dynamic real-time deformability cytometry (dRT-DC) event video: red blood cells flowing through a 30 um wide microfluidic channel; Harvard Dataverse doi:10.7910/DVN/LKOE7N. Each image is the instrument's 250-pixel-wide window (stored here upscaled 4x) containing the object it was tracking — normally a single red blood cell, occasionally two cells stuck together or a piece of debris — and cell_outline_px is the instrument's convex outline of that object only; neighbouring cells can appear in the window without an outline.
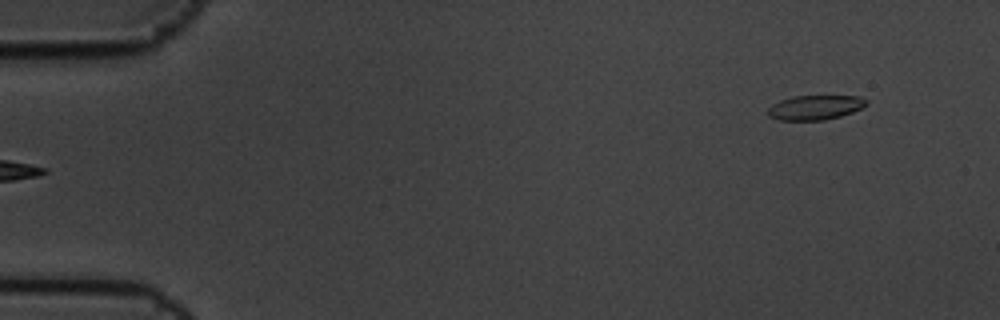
{"species": "common noctule bat (a hibernating species)", "species_latin": "Nyctalus noctula", "temperature_condition": "cold", "stored_images_in_passage": 6, "segment_of_instrument_passage": [2, 2], "camera_frame_rate_fps": 3000, "um_per_image_px": 0.085, "animal": {"sex": "male", "body_mass_g": 19.5, "forearm_length_mm": 54.6}, "frame": {"image": 1, "passage_image": 6, "time_ms": 1.667, "image_size_px": [1000, 320], "cell_outline_px": [[868, 104], [852, 112], [840, 116], [824, 120], [780, 120], [768, 116], [764, 112], [772, 104], [780, 100], [792, 96], [860, 96], [868, 100]], "centroid_in_image_um": [69.25, 9.13], "position_along_channel_um": 15.8, "area_um2": 14.22}}